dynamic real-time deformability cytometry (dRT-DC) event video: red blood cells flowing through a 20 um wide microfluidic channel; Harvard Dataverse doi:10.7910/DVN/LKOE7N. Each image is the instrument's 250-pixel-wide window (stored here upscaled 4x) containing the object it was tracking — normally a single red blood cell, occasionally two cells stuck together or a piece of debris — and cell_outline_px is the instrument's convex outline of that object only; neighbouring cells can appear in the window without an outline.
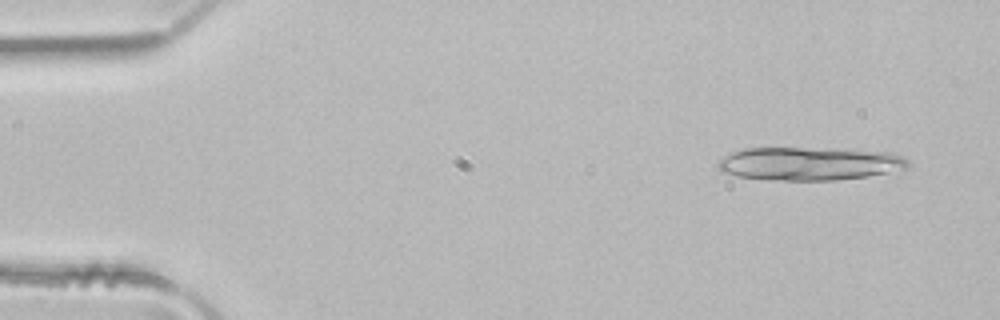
{"species": "common noctule bat (a hibernating species)", "species_latin": "Nyctalus noctula", "temperature_condition": "room temperature", "stored_images_in_passage": 3, "camera_frame_rate_fps": 3000, "um_per_image_px": 0.085, "animal": {"sex": "male", "body_mass_g": 21.5, "forearm_length_mm": 52.0}, "frame": {"image": 1, "passage_image": 1, "time_ms": 0.0, "image_size_px": [1000, 320], "cell_outline_px": [[912, 164], [908, 168], [868, 176], [836, 180], [768, 180], [736, 176], [720, 172], [716, 164], [720, 160], [732, 152], [744, 148], [840, 148], [892, 152], [908, 160]], "centroid_in_image_um": [68.82, 13.9], "position_along_channel_um": 16.2, "area_um2": 37.28}}